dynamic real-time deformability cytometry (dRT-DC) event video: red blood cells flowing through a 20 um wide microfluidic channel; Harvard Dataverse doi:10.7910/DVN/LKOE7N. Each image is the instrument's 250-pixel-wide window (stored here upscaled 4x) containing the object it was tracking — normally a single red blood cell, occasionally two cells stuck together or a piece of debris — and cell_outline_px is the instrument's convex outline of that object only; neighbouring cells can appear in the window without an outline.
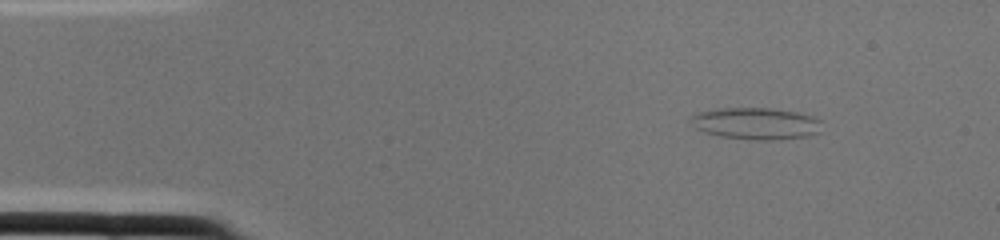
{"species": "common noctule bat (a hibernating species)", "species_latin": "Nyctalus noctula", "temperature_condition": "cold", "stored_images_in_passage": 1, "camera_frame_rate_fps": 3000, "um_per_image_px": 0.085, "animal": {"sex": "female", "body_mass_g": 22.0, "forearm_length_mm": 56.7}, "frame": {"image": 1, "passage_image": 1, "time_ms": 0.0, "image_size_px": [1000, 240], "cell_outline_px": [[820, 132], [804, 136], [772, 140], [756, 140], [720, 136], [704, 132], [696, 128], [688, 120], [692, 116], [700, 112], [724, 108], [768, 108], [796, 112], [816, 116], [820, 120]], "centroid_in_image_um": [64.26, 10.49], "position_along_channel_um": 20.7, "area_um2": 24.1}}